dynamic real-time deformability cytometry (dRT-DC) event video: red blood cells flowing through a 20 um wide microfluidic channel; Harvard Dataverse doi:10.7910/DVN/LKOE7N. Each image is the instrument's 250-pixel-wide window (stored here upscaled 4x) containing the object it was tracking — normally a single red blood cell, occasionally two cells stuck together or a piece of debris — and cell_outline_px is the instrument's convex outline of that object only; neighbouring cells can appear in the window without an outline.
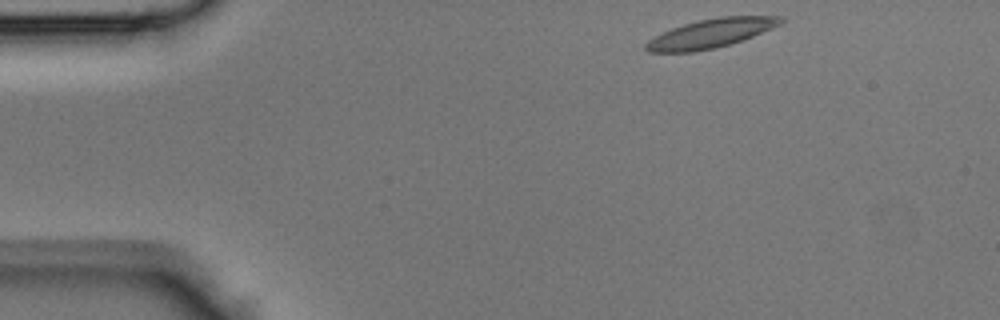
{"species": "Egyptian fruit bat (a non-hibernating species)", "species_latin": "Rousettus aegyptiacus", "temperature_condition": "room temperature", "stored_images_in_passage": 38, "camera_frame_rate_fps": 3000, "um_per_image_px": 0.085, "animal": {"sex": "male"}, "frame": {"image": 1, "passage_image": 1, "time_ms": 0.0, "image_size_px": [1000, 320], "cell_outline_px": [[784, 20], [780, 24], [752, 36], [716, 48], [692, 52], [648, 52], [644, 48], [644, 44], [648, 40], [672, 28], [684, 24], [700, 20], [720, 16], [784, 16]], "centroid_in_image_um": [60.39, 2.84], "position_along_channel_um": 24.6, "area_um2": 22.37}}
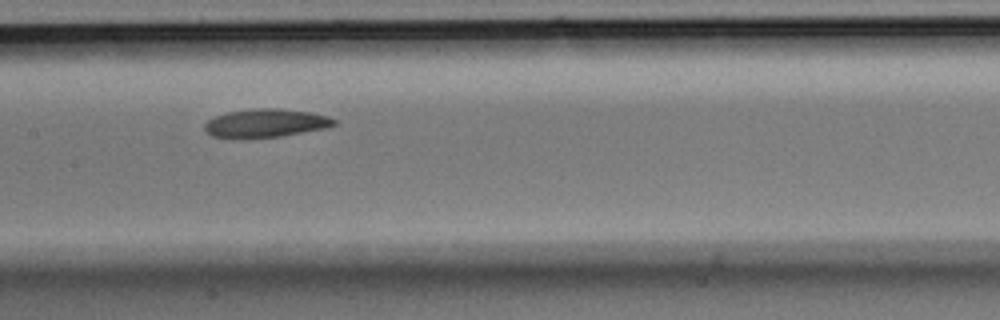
{"frame": {"image": 2, "passage_image": 16, "time_ms": 5.0, "image_size_px": [1000, 320], "cell_outline_px": [[336, 124], [328, 128], [280, 136], [244, 140], [236, 140], [212, 136], [204, 128], [204, 124], [208, 120], [216, 116], [228, 112], [252, 108], [280, 108], [308, 112], [328, 116], [336, 120]], "centroid_in_image_um": [22.55, 10.49], "position_along_channel_um": 184.8, "area_um2": 21.91}}
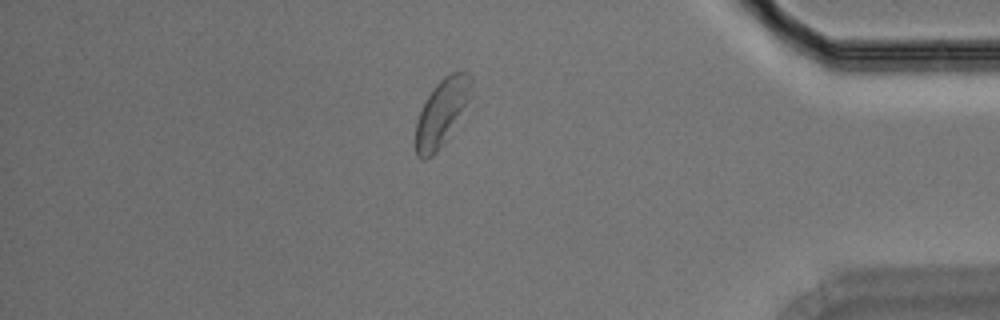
{"frame": {"image": 3, "passage_image": 32, "time_ms": 10.333, "image_size_px": [1000, 320], "cell_outline_px": [[472, 84], [464, 104], [440, 148], [432, 156], [424, 160], [420, 160], [416, 156], [416, 120], [428, 96], [436, 84], [448, 72], [460, 68], [472, 76]], "centroid_in_image_um": [37.49, 9.52], "position_along_channel_um": 397.7, "area_um2": 20.75}}